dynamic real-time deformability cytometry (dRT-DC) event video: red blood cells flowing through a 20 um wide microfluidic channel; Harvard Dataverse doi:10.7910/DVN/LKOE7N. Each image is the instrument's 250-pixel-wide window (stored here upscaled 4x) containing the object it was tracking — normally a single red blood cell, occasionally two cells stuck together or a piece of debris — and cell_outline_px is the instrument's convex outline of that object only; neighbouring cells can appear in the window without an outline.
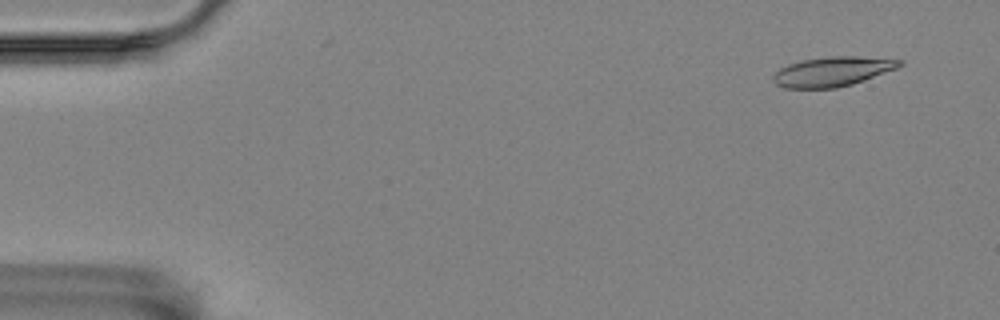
{"species": "Egyptian fruit bat (a non-hibernating species)", "species_latin": "Rousettus aegyptiacus", "temperature_condition": "room temperature", "stored_images_in_passage": 5, "camera_frame_rate_fps": 3000, "um_per_image_px": 0.085, "animal": {"sex": "female"}, "frame": {"image": 1, "passage_image": 1, "time_ms": 0.0, "image_size_px": [1000, 320], "cell_outline_px": [[904, 64], [896, 68], [864, 80], [852, 84], [836, 88], [784, 88], [776, 84], [772, 80], [772, 76], [780, 68], [788, 64], [800, 60], [828, 56], [856, 56], [904, 60]], "centroid_in_image_um": [70.73, 6.07], "position_along_channel_um": 14.3, "area_um2": 21.85}}
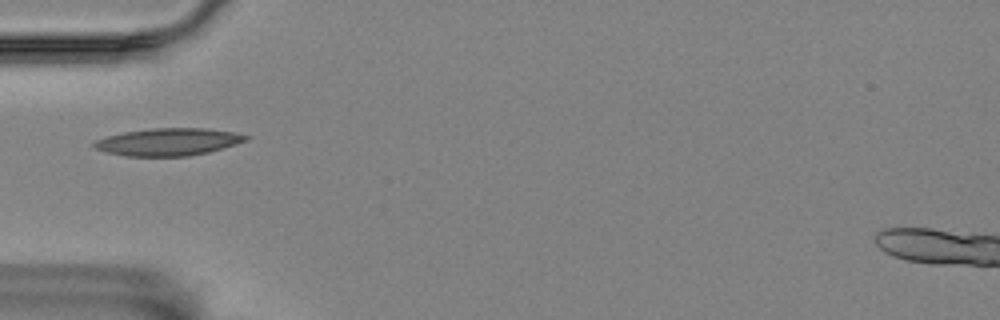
{"frame": {"image": 2, "passage_image": 5, "time_ms": 1.333, "image_size_px": [1000, 320], "cell_outline_px": [[252, 136], [248, 140], [236, 144], [208, 152], [188, 156], [128, 156], [108, 152], [96, 148], [92, 144], [96, 140], [104, 136], [124, 132], [152, 128], [208, 128], [236, 132]], "centroid_in_image_um": [14.36, 12.05], "position_along_channel_um": 70.6, "area_um2": 24.28}}